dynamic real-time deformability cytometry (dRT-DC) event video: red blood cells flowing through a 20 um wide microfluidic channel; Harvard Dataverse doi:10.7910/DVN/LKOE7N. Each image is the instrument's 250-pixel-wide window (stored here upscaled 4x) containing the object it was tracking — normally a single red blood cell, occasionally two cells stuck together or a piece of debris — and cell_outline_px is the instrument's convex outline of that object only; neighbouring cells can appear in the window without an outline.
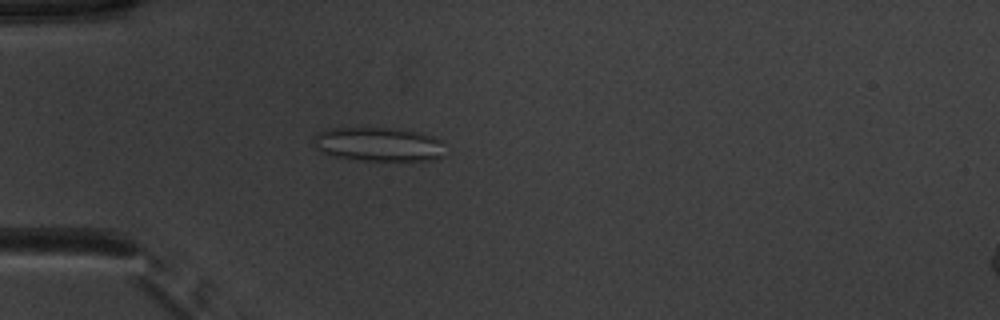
{"species": "common noctule bat (a hibernating species)", "species_latin": "Nyctalus noctula", "temperature_condition": "warm", "stored_images_in_passage": 52, "camera_frame_rate_fps": 3000, "um_per_image_px": 0.085, "animal": {"sex": "male", "body_mass_g": 20.1, "forearm_length_mm": 53.5}, "frame": {"image": 1, "passage_image": 16, "time_ms": 5.0, "image_size_px": [1000, 320], "cell_outline_px": [[444, 156], [432, 160], [356, 160], [332, 156], [316, 148], [312, 140], [312, 136], [316, 132], [332, 128], [388, 128], [416, 132], [440, 140]], "centroid_in_image_um": [32.09, 12.27], "position_along_channel_um": 52.9, "area_um2": 25.84}}
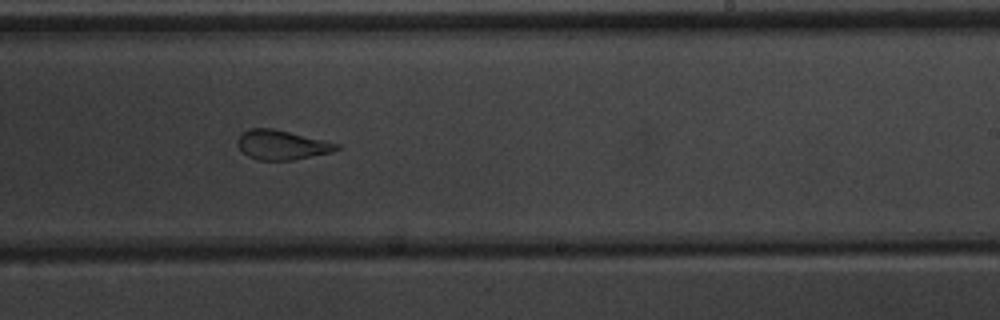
{"frame": {"image": 2, "passage_image": 33, "time_ms": 10.667, "image_size_px": [1000, 320], "cell_outline_px": [[340, 148], [332, 152], [292, 160], [260, 160], [248, 156], [236, 144], [236, 140], [244, 132], [252, 128], [272, 128], [340, 144]], "centroid_in_image_um": [23.95, 12.32], "position_along_channel_um": 265.0, "area_um2": 16.76}}
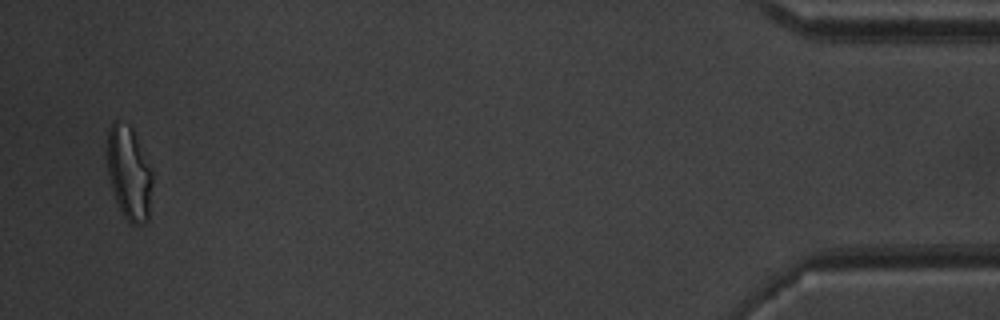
{"frame": {"image": 3, "passage_image": 51, "time_ms": 16.667, "image_size_px": [1000, 320], "cell_outline_px": [[152, 184], [148, 220], [144, 224], [132, 224], [124, 216], [116, 200], [108, 176], [104, 156], [108, 128], [112, 120], [116, 120], [128, 124], [132, 128], [152, 172]], "centroid_in_image_um": [10.91, 14.66], "position_along_channel_um": 424.3, "area_um2": 25.03}, "authors_computed_cell_mechanics": {"area_um2": 21.9062, "velocity_mm_per_s": 3.9462, "shape_relaxation_time_tau1_ms": null, "shape_relaxation_time_tau2_ms": 1.6072, "deformation_change_tau1": null, "deformation_change_tau2": 0.0939}}